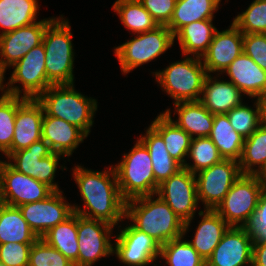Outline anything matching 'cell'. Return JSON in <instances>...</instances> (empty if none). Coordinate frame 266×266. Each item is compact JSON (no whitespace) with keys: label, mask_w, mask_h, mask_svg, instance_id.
<instances>
[{"label":"cell","mask_w":266,"mask_h":266,"mask_svg":"<svg viewBox=\"0 0 266 266\" xmlns=\"http://www.w3.org/2000/svg\"><path fill=\"white\" fill-rule=\"evenodd\" d=\"M241 174L261 175L266 169V124L262 123L245 139L238 161ZM259 165L258 169L253 166Z\"/></svg>","instance_id":"cell-34"},{"label":"cell","mask_w":266,"mask_h":266,"mask_svg":"<svg viewBox=\"0 0 266 266\" xmlns=\"http://www.w3.org/2000/svg\"><path fill=\"white\" fill-rule=\"evenodd\" d=\"M53 190L24 173L12 168L8 162L0 167V202L20 206L46 199Z\"/></svg>","instance_id":"cell-13"},{"label":"cell","mask_w":266,"mask_h":266,"mask_svg":"<svg viewBox=\"0 0 266 266\" xmlns=\"http://www.w3.org/2000/svg\"><path fill=\"white\" fill-rule=\"evenodd\" d=\"M0 266H6V265H5L4 263H1V262H0Z\"/></svg>","instance_id":"cell-50"},{"label":"cell","mask_w":266,"mask_h":266,"mask_svg":"<svg viewBox=\"0 0 266 266\" xmlns=\"http://www.w3.org/2000/svg\"><path fill=\"white\" fill-rule=\"evenodd\" d=\"M196 58V59H195ZM187 57L155 72L157 82L177 102L199 101L208 75L199 57Z\"/></svg>","instance_id":"cell-7"},{"label":"cell","mask_w":266,"mask_h":266,"mask_svg":"<svg viewBox=\"0 0 266 266\" xmlns=\"http://www.w3.org/2000/svg\"><path fill=\"white\" fill-rule=\"evenodd\" d=\"M43 115V107L37 99H25L17 107L12 144L4 153L7 157L42 139Z\"/></svg>","instance_id":"cell-20"},{"label":"cell","mask_w":266,"mask_h":266,"mask_svg":"<svg viewBox=\"0 0 266 266\" xmlns=\"http://www.w3.org/2000/svg\"><path fill=\"white\" fill-rule=\"evenodd\" d=\"M241 92L259 99L266 93V70L242 52L224 71Z\"/></svg>","instance_id":"cell-22"},{"label":"cell","mask_w":266,"mask_h":266,"mask_svg":"<svg viewBox=\"0 0 266 266\" xmlns=\"http://www.w3.org/2000/svg\"><path fill=\"white\" fill-rule=\"evenodd\" d=\"M68 21L53 19L43 35L46 75L52 85L73 84V46Z\"/></svg>","instance_id":"cell-4"},{"label":"cell","mask_w":266,"mask_h":266,"mask_svg":"<svg viewBox=\"0 0 266 266\" xmlns=\"http://www.w3.org/2000/svg\"><path fill=\"white\" fill-rule=\"evenodd\" d=\"M114 168L120 193L126 201L156 194L152 160L148 149L140 140H137L134 148L124 154L123 160Z\"/></svg>","instance_id":"cell-5"},{"label":"cell","mask_w":266,"mask_h":266,"mask_svg":"<svg viewBox=\"0 0 266 266\" xmlns=\"http://www.w3.org/2000/svg\"><path fill=\"white\" fill-rule=\"evenodd\" d=\"M260 175L242 174L215 211L229 226L249 227L263 188ZM238 225V223H240Z\"/></svg>","instance_id":"cell-6"},{"label":"cell","mask_w":266,"mask_h":266,"mask_svg":"<svg viewBox=\"0 0 266 266\" xmlns=\"http://www.w3.org/2000/svg\"><path fill=\"white\" fill-rule=\"evenodd\" d=\"M179 115L176 123L192 138L209 137L213 127L214 114L210 113L199 101L174 103Z\"/></svg>","instance_id":"cell-27"},{"label":"cell","mask_w":266,"mask_h":266,"mask_svg":"<svg viewBox=\"0 0 266 266\" xmlns=\"http://www.w3.org/2000/svg\"><path fill=\"white\" fill-rule=\"evenodd\" d=\"M113 9L118 13L124 26L137 34L159 26L139 0H117Z\"/></svg>","instance_id":"cell-35"},{"label":"cell","mask_w":266,"mask_h":266,"mask_svg":"<svg viewBox=\"0 0 266 266\" xmlns=\"http://www.w3.org/2000/svg\"><path fill=\"white\" fill-rule=\"evenodd\" d=\"M259 101L261 105L262 122L266 124V93L259 98Z\"/></svg>","instance_id":"cell-47"},{"label":"cell","mask_w":266,"mask_h":266,"mask_svg":"<svg viewBox=\"0 0 266 266\" xmlns=\"http://www.w3.org/2000/svg\"><path fill=\"white\" fill-rule=\"evenodd\" d=\"M243 34L266 33V0H255L232 22Z\"/></svg>","instance_id":"cell-40"},{"label":"cell","mask_w":266,"mask_h":266,"mask_svg":"<svg viewBox=\"0 0 266 266\" xmlns=\"http://www.w3.org/2000/svg\"><path fill=\"white\" fill-rule=\"evenodd\" d=\"M145 195L126 201L125 217L137 230L148 234L160 246L184 235V222L159 196ZM136 204H139L138 206Z\"/></svg>","instance_id":"cell-2"},{"label":"cell","mask_w":266,"mask_h":266,"mask_svg":"<svg viewBox=\"0 0 266 266\" xmlns=\"http://www.w3.org/2000/svg\"><path fill=\"white\" fill-rule=\"evenodd\" d=\"M3 79H4V75L0 72V89H1V91H3L4 90V87H5V86L2 85L3 84L2 83L3 82Z\"/></svg>","instance_id":"cell-49"},{"label":"cell","mask_w":266,"mask_h":266,"mask_svg":"<svg viewBox=\"0 0 266 266\" xmlns=\"http://www.w3.org/2000/svg\"><path fill=\"white\" fill-rule=\"evenodd\" d=\"M28 266H74L60 251L38 238L30 249Z\"/></svg>","instance_id":"cell-41"},{"label":"cell","mask_w":266,"mask_h":266,"mask_svg":"<svg viewBox=\"0 0 266 266\" xmlns=\"http://www.w3.org/2000/svg\"><path fill=\"white\" fill-rule=\"evenodd\" d=\"M209 138L213 141L223 159L239 161L245 138L234 130L227 114L214 115Z\"/></svg>","instance_id":"cell-32"},{"label":"cell","mask_w":266,"mask_h":266,"mask_svg":"<svg viewBox=\"0 0 266 266\" xmlns=\"http://www.w3.org/2000/svg\"><path fill=\"white\" fill-rule=\"evenodd\" d=\"M199 102L212 114H227L242 103L241 91L230 81L205 78Z\"/></svg>","instance_id":"cell-23"},{"label":"cell","mask_w":266,"mask_h":266,"mask_svg":"<svg viewBox=\"0 0 266 266\" xmlns=\"http://www.w3.org/2000/svg\"><path fill=\"white\" fill-rule=\"evenodd\" d=\"M174 35L166 25L139 33L136 38L115 48L122 72L129 73L134 68L163 54L174 43Z\"/></svg>","instance_id":"cell-8"},{"label":"cell","mask_w":266,"mask_h":266,"mask_svg":"<svg viewBox=\"0 0 266 266\" xmlns=\"http://www.w3.org/2000/svg\"><path fill=\"white\" fill-rule=\"evenodd\" d=\"M254 240H266V185H263L258 205L249 227Z\"/></svg>","instance_id":"cell-45"},{"label":"cell","mask_w":266,"mask_h":266,"mask_svg":"<svg viewBox=\"0 0 266 266\" xmlns=\"http://www.w3.org/2000/svg\"><path fill=\"white\" fill-rule=\"evenodd\" d=\"M139 140L149 151L157 191L162 182L175 175L183 167L170 156L162 136L151 125L147 129L146 135Z\"/></svg>","instance_id":"cell-26"},{"label":"cell","mask_w":266,"mask_h":266,"mask_svg":"<svg viewBox=\"0 0 266 266\" xmlns=\"http://www.w3.org/2000/svg\"><path fill=\"white\" fill-rule=\"evenodd\" d=\"M203 216L195 232L194 239L188 241L206 262L230 227L215 210L198 213Z\"/></svg>","instance_id":"cell-24"},{"label":"cell","mask_w":266,"mask_h":266,"mask_svg":"<svg viewBox=\"0 0 266 266\" xmlns=\"http://www.w3.org/2000/svg\"><path fill=\"white\" fill-rule=\"evenodd\" d=\"M61 154L54 153L49 145L40 139L25 149L13 152L8 156L15 163L9 165L18 172L24 173L49 186L53 191H59L53 183Z\"/></svg>","instance_id":"cell-11"},{"label":"cell","mask_w":266,"mask_h":266,"mask_svg":"<svg viewBox=\"0 0 266 266\" xmlns=\"http://www.w3.org/2000/svg\"><path fill=\"white\" fill-rule=\"evenodd\" d=\"M178 239L170 240L160 246V256L166 259L170 266H206L204 259L188 241Z\"/></svg>","instance_id":"cell-36"},{"label":"cell","mask_w":266,"mask_h":266,"mask_svg":"<svg viewBox=\"0 0 266 266\" xmlns=\"http://www.w3.org/2000/svg\"><path fill=\"white\" fill-rule=\"evenodd\" d=\"M260 176L263 184L266 185V169L263 171V173Z\"/></svg>","instance_id":"cell-48"},{"label":"cell","mask_w":266,"mask_h":266,"mask_svg":"<svg viewBox=\"0 0 266 266\" xmlns=\"http://www.w3.org/2000/svg\"><path fill=\"white\" fill-rule=\"evenodd\" d=\"M255 106L256 110L241 103L227 113L231 126L245 139L263 123L259 99H257Z\"/></svg>","instance_id":"cell-39"},{"label":"cell","mask_w":266,"mask_h":266,"mask_svg":"<svg viewBox=\"0 0 266 266\" xmlns=\"http://www.w3.org/2000/svg\"><path fill=\"white\" fill-rule=\"evenodd\" d=\"M243 52V33L232 23L230 28L215 32L207 52L202 56L207 74L224 72Z\"/></svg>","instance_id":"cell-19"},{"label":"cell","mask_w":266,"mask_h":266,"mask_svg":"<svg viewBox=\"0 0 266 266\" xmlns=\"http://www.w3.org/2000/svg\"><path fill=\"white\" fill-rule=\"evenodd\" d=\"M38 237L16 206L0 202V245L5 243H34Z\"/></svg>","instance_id":"cell-28"},{"label":"cell","mask_w":266,"mask_h":266,"mask_svg":"<svg viewBox=\"0 0 266 266\" xmlns=\"http://www.w3.org/2000/svg\"><path fill=\"white\" fill-rule=\"evenodd\" d=\"M61 191H53L46 199L18 206L23 218L38 238L64 222L73 213V207L63 202Z\"/></svg>","instance_id":"cell-15"},{"label":"cell","mask_w":266,"mask_h":266,"mask_svg":"<svg viewBox=\"0 0 266 266\" xmlns=\"http://www.w3.org/2000/svg\"><path fill=\"white\" fill-rule=\"evenodd\" d=\"M252 266H266V240H254Z\"/></svg>","instance_id":"cell-46"},{"label":"cell","mask_w":266,"mask_h":266,"mask_svg":"<svg viewBox=\"0 0 266 266\" xmlns=\"http://www.w3.org/2000/svg\"><path fill=\"white\" fill-rule=\"evenodd\" d=\"M52 20L53 18L44 19L0 34V72L3 75L8 66H13L30 50L42 43L45 29Z\"/></svg>","instance_id":"cell-17"},{"label":"cell","mask_w":266,"mask_h":266,"mask_svg":"<svg viewBox=\"0 0 266 266\" xmlns=\"http://www.w3.org/2000/svg\"><path fill=\"white\" fill-rule=\"evenodd\" d=\"M253 242L254 235L248 227L230 226L206 266H252Z\"/></svg>","instance_id":"cell-16"},{"label":"cell","mask_w":266,"mask_h":266,"mask_svg":"<svg viewBox=\"0 0 266 266\" xmlns=\"http://www.w3.org/2000/svg\"><path fill=\"white\" fill-rule=\"evenodd\" d=\"M241 175L238 161L230 159L198 172L197 197L205 203V210H215Z\"/></svg>","instance_id":"cell-12"},{"label":"cell","mask_w":266,"mask_h":266,"mask_svg":"<svg viewBox=\"0 0 266 266\" xmlns=\"http://www.w3.org/2000/svg\"><path fill=\"white\" fill-rule=\"evenodd\" d=\"M243 52L266 70V33L243 34Z\"/></svg>","instance_id":"cell-43"},{"label":"cell","mask_w":266,"mask_h":266,"mask_svg":"<svg viewBox=\"0 0 266 266\" xmlns=\"http://www.w3.org/2000/svg\"><path fill=\"white\" fill-rule=\"evenodd\" d=\"M216 31L212 20H200L185 25L174 37H178L183 55L193 54L195 57L202 58Z\"/></svg>","instance_id":"cell-31"},{"label":"cell","mask_w":266,"mask_h":266,"mask_svg":"<svg viewBox=\"0 0 266 266\" xmlns=\"http://www.w3.org/2000/svg\"><path fill=\"white\" fill-rule=\"evenodd\" d=\"M117 236L113 254L124 264L145 266L160 256V245L133 225L125 227Z\"/></svg>","instance_id":"cell-18"},{"label":"cell","mask_w":266,"mask_h":266,"mask_svg":"<svg viewBox=\"0 0 266 266\" xmlns=\"http://www.w3.org/2000/svg\"><path fill=\"white\" fill-rule=\"evenodd\" d=\"M87 135L77 126L57 117L43 115L42 139L54 153L64 156L72 155L79 143Z\"/></svg>","instance_id":"cell-21"},{"label":"cell","mask_w":266,"mask_h":266,"mask_svg":"<svg viewBox=\"0 0 266 266\" xmlns=\"http://www.w3.org/2000/svg\"><path fill=\"white\" fill-rule=\"evenodd\" d=\"M170 114V109H167L155 118L151 126L162 136L170 156L184 167L192 137L173 122Z\"/></svg>","instance_id":"cell-25"},{"label":"cell","mask_w":266,"mask_h":266,"mask_svg":"<svg viewBox=\"0 0 266 266\" xmlns=\"http://www.w3.org/2000/svg\"><path fill=\"white\" fill-rule=\"evenodd\" d=\"M45 64L46 56L42 42L13 65L14 71L7 84V87L9 85L10 88L4 92L20 97L22 92L19 87L12 86L17 82H21L24 88L22 97L25 99H37L52 85L47 79Z\"/></svg>","instance_id":"cell-9"},{"label":"cell","mask_w":266,"mask_h":266,"mask_svg":"<svg viewBox=\"0 0 266 266\" xmlns=\"http://www.w3.org/2000/svg\"><path fill=\"white\" fill-rule=\"evenodd\" d=\"M113 227L108 222L78 215V266H92L101 257L113 253L109 240Z\"/></svg>","instance_id":"cell-14"},{"label":"cell","mask_w":266,"mask_h":266,"mask_svg":"<svg viewBox=\"0 0 266 266\" xmlns=\"http://www.w3.org/2000/svg\"><path fill=\"white\" fill-rule=\"evenodd\" d=\"M78 214L73 213L64 222L49 229L41 238L60 251L74 266H78Z\"/></svg>","instance_id":"cell-30"},{"label":"cell","mask_w":266,"mask_h":266,"mask_svg":"<svg viewBox=\"0 0 266 266\" xmlns=\"http://www.w3.org/2000/svg\"><path fill=\"white\" fill-rule=\"evenodd\" d=\"M221 0H176L167 28L175 35L182 27L200 20H212Z\"/></svg>","instance_id":"cell-29"},{"label":"cell","mask_w":266,"mask_h":266,"mask_svg":"<svg viewBox=\"0 0 266 266\" xmlns=\"http://www.w3.org/2000/svg\"><path fill=\"white\" fill-rule=\"evenodd\" d=\"M24 100L25 98L23 97L6 93L0 97V151L3 153L11 147L17 107Z\"/></svg>","instance_id":"cell-38"},{"label":"cell","mask_w":266,"mask_h":266,"mask_svg":"<svg viewBox=\"0 0 266 266\" xmlns=\"http://www.w3.org/2000/svg\"><path fill=\"white\" fill-rule=\"evenodd\" d=\"M33 243H5L0 245V262L6 266H28Z\"/></svg>","instance_id":"cell-42"},{"label":"cell","mask_w":266,"mask_h":266,"mask_svg":"<svg viewBox=\"0 0 266 266\" xmlns=\"http://www.w3.org/2000/svg\"><path fill=\"white\" fill-rule=\"evenodd\" d=\"M38 9L37 0H0L1 34L35 23Z\"/></svg>","instance_id":"cell-33"},{"label":"cell","mask_w":266,"mask_h":266,"mask_svg":"<svg viewBox=\"0 0 266 266\" xmlns=\"http://www.w3.org/2000/svg\"><path fill=\"white\" fill-rule=\"evenodd\" d=\"M73 86L51 85L37 101L42 105L45 115L73 124L88 136L97 102L75 91Z\"/></svg>","instance_id":"cell-3"},{"label":"cell","mask_w":266,"mask_h":266,"mask_svg":"<svg viewBox=\"0 0 266 266\" xmlns=\"http://www.w3.org/2000/svg\"><path fill=\"white\" fill-rule=\"evenodd\" d=\"M73 171L85 203V211L76 205L72 206L74 213L86 218L102 220L113 226L125 218L126 200L120 193L115 168L111 166L109 171L95 172L78 165ZM110 174L113 177L112 180Z\"/></svg>","instance_id":"cell-1"},{"label":"cell","mask_w":266,"mask_h":266,"mask_svg":"<svg viewBox=\"0 0 266 266\" xmlns=\"http://www.w3.org/2000/svg\"><path fill=\"white\" fill-rule=\"evenodd\" d=\"M196 177L189 170L182 168L162 182L156 191V195L158 194L184 222V234L198 205Z\"/></svg>","instance_id":"cell-10"},{"label":"cell","mask_w":266,"mask_h":266,"mask_svg":"<svg viewBox=\"0 0 266 266\" xmlns=\"http://www.w3.org/2000/svg\"><path fill=\"white\" fill-rule=\"evenodd\" d=\"M188 155L193 159L194 165L186 163L183 168L195 175L223 159L209 137H193Z\"/></svg>","instance_id":"cell-37"},{"label":"cell","mask_w":266,"mask_h":266,"mask_svg":"<svg viewBox=\"0 0 266 266\" xmlns=\"http://www.w3.org/2000/svg\"><path fill=\"white\" fill-rule=\"evenodd\" d=\"M158 25H167L175 9L176 0H139Z\"/></svg>","instance_id":"cell-44"}]
</instances>
